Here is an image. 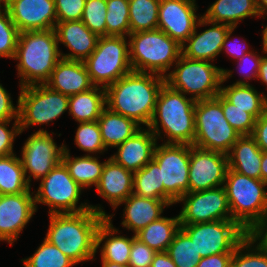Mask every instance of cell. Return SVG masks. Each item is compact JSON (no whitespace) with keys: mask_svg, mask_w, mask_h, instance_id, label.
<instances>
[{"mask_svg":"<svg viewBox=\"0 0 267 267\" xmlns=\"http://www.w3.org/2000/svg\"><path fill=\"white\" fill-rule=\"evenodd\" d=\"M164 84L163 76L131 71L105 88L106 107L147 127Z\"/></svg>","mask_w":267,"mask_h":267,"instance_id":"obj_1","label":"cell"},{"mask_svg":"<svg viewBox=\"0 0 267 267\" xmlns=\"http://www.w3.org/2000/svg\"><path fill=\"white\" fill-rule=\"evenodd\" d=\"M234 30H236V27H231L229 29L227 36L225 37L221 53L225 51L229 57L231 56V60L233 58L234 61L235 60L237 61L240 58H242L246 53L252 51L250 50L252 48H249V44L246 42L245 39L243 40V42L241 41L240 43L237 37H235L236 39L232 38L234 37L232 36ZM234 40H237V41L234 42Z\"/></svg>","mask_w":267,"mask_h":267,"instance_id":"obj_49","label":"cell"},{"mask_svg":"<svg viewBox=\"0 0 267 267\" xmlns=\"http://www.w3.org/2000/svg\"><path fill=\"white\" fill-rule=\"evenodd\" d=\"M156 253L154 249L134 238L132 240L128 265L130 267H151Z\"/></svg>","mask_w":267,"mask_h":267,"instance_id":"obj_48","label":"cell"},{"mask_svg":"<svg viewBox=\"0 0 267 267\" xmlns=\"http://www.w3.org/2000/svg\"><path fill=\"white\" fill-rule=\"evenodd\" d=\"M19 33L7 8L0 6V58H10L13 60Z\"/></svg>","mask_w":267,"mask_h":267,"instance_id":"obj_42","label":"cell"},{"mask_svg":"<svg viewBox=\"0 0 267 267\" xmlns=\"http://www.w3.org/2000/svg\"><path fill=\"white\" fill-rule=\"evenodd\" d=\"M12 120L0 121V157L14 154V142L17 136L21 135L19 120H14L9 129Z\"/></svg>","mask_w":267,"mask_h":267,"instance_id":"obj_47","label":"cell"},{"mask_svg":"<svg viewBox=\"0 0 267 267\" xmlns=\"http://www.w3.org/2000/svg\"><path fill=\"white\" fill-rule=\"evenodd\" d=\"M124 205L122 227L132 231L133 235L138 233L151 222L159 219L164 208L171 205L164 200L146 198L132 193L126 200L120 203L116 208Z\"/></svg>","mask_w":267,"mask_h":267,"instance_id":"obj_23","label":"cell"},{"mask_svg":"<svg viewBox=\"0 0 267 267\" xmlns=\"http://www.w3.org/2000/svg\"><path fill=\"white\" fill-rule=\"evenodd\" d=\"M24 267H73L76 263L44 238L37 250L21 259Z\"/></svg>","mask_w":267,"mask_h":267,"instance_id":"obj_38","label":"cell"},{"mask_svg":"<svg viewBox=\"0 0 267 267\" xmlns=\"http://www.w3.org/2000/svg\"><path fill=\"white\" fill-rule=\"evenodd\" d=\"M133 193L141 197L164 200V185L161 183L160 167L153 159L143 168L134 172Z\"/></svg>","mask_w":267,"mask_h":267,"instance_id":"obj_35","label":"cell"},{"mask_svg":"<svg viewBox=\"0 0 267 267\" xmlns=\"http://www.w3.org/2000/svg\"><path fill=\"white\" fill-rule=\"evenodd\" d=\"M151 267H176V265L165 251L154 255Z\"/></svg>","mask_w":267,"mask_h":267,"instance_id":"obj_53","label":"cell"},{"mask_svg":"<svg viewBox=\"0 0 267 267\" xmlns=\"http://www.w3.org/2000/svg\"><path fill=\"white\" fill-rule=\"evenodd\" d=\"M53 135L54 132L40 128L26 139L21 148L19 158L30 185L32 179L39 181L61 161L64 145H57Z\"/></svg>","mask_w":267,"mask_h":267,"instance_id":"obj_14","label":"cell"},{"mask_svg":"<svg viewBox=\"0 0 267 267\" xmlns=\"http://www.w3.org/2000/svg\"><path fill=\"white\" fill-rule=\"evenodd\" d=\"M86 0H55L57 22L82 19Z\"/></svg>","mask_w":267,"mask_h":267,"instance_id":"obj_46","label":"cell"},{"mask_svg":"<svg viewBox=\"0 0 267 267\" xmlns=\"http://www.w3.org/2000/svg\"><path fill=\"white\" fill-rule=\"evenodd\" d=\"M183 204L179 216L180 224H195L232 219L226 191L223 186L188 192L177 202Z\"/></svg>","mask_w":267,"mask_h":267,"instance_id":"obj_15","label":"cell"},{"mask_svg":"<svg viewBox=\"0 0 267 267\" xmlns=\"http://www.w3.org/2000/svg\"><path fill=\"white\" fill-rule=\"evenodd\" d=\"M197 10L196 0H160L158 29L182 46L202 17Z\"/></svg>","mask_w":267,"mask_h":267,"instance_id":"obj_17","label":"cell"},{"mask_svg":"<svg viewBox=\"0 0 267 267\" xmlns=\"http://www.w3.org/2000/svg\"><path fill=\"white\" fill-rule=\"evenodd\" d=\"M241 137L224 117L221 94L195 103V138L199 148L228 154Z\"/></svg>","mask_w":267,"mask_h":267,"instance_id":"obj_9","label":"cell"},{"mask_svg":"<svg viewBox=\"0 0 267 267\" xmlns=\"http://www.w3.org/2000/svg\"><path fill=\"white\" fill-rule=\"evenodd\" d=\"M31 191L24 169L16 152L0 157V195L20 194Z\"/></svg>","mask_w":267,"mask_h":267,"instance_id":"obj_34","label":"cell"},{"mask_svg":"<svg viewBox=\"0 0 267 267\" xmlns=\"http://www.w3.org/2000/svg\"><path fill=\"white\" fill-rule=\"evenodd\" d=\"M45 239L76 264L94 260L96 233L106 218L90 209L79 213L49 214Z\"/></svg>","mask_w":267,"mask_h":267,"instance_id":"obj_2","label":"cell"},{"mask_svg":"<svg viewBox=\"0 0 267 267\" xmlns=\"http://www.w3.org/2000/svg\"><path fill=\"white\" fill-rule=\"evenodd\" d=\"M74 143L79 150L86 152V155L95 156L104 154L106 150L99 125L97 121L81 122L78 124Z\"/></svg>","mask_w":267,"mask_h":267,"instance_id":"obj_41","label":"cell"},{"mask_svg":"<svg viewBox=\"0 0 267 267\" xmlns=\"http://www.w3.org/2000/svg\"><path fill=\"white\" fill-rule=\"evenodd\" d=\"M180 228L194 242L202 257L220 253H234L237 246L249 235L232 219L180 224Z\"/></svg>","mask_w":267,"mask_h":267,"instance_id":"obj_12","label":"cell"},{"mask_svg":"<svg viewBox=\"0 0 267 267\" xmlns=\"http://www.w3.org/2000/svg\"><path fill=\"white\" fill-rule=\"evenodd\" d=\"M51 90L71 96L94 87L84 61L61 59L45 83Z\"/></svg>","mask_w":267,"mask_h":267,"instance_id":"obj_24","label":"cell"},{"mask_svg":"<svg viewBox=\"0 0 267 267\" xmlns=\"http://www.w3.org/2000/svg\"><path fill=\"white\" fill-rule=\"evenodd\" d=\"M64 150L61 161L64 163L70 176L83 188L90 189L96 187L100 181L103 167L108 159L104 162L99 161V156L86 155L72 157L68 146L63 143Z\"/></svg>","mask_w":267,"mask_h":267,"instance_id":"obj_31","label":"cell"},{"mask_svg":"<svg viewBox=\"0 0 267 267\" xmlns=\"http://www.w3.org/2000/svg\"><path fill=\"white\" fill-rule=\"evenodd\" d=\"M262 26H263V30H262V54H266L267 53V25L266 26H264L263 24H262Z\"/></svg>","mask_w":267,"mask_h":267,"instance_id":"obj_58","label":"cell"},{"mask_svg":"<svg viewBox=\"0 0 267 267\" xmlns=\"http://www.w3.org/2000/svg\"><path fill=\"white\" fill-rule=\"evenodd\" d=\"M233 70H223V80L221 83L220 94L237 108L245 110L250 113L255 119L267 110V95L250 85H236L230 84L225 86L223 83L227 82L233 76Z\"/></svg>","mask_w":267,"mask_h":267,"instance_id":"obj_27","label":"cell"},{"mask_svg":"<svg viewBox=\"0 0 267 267\" xmlns=\"http://www.w3.org/2000/svg\"><path fill=\"white\" fill-rule=\"evenodd\" d=\"M106 0H86L81 21L99 37L106 36Z\"/></svg>","mask_w":267,"mask_h":267,"instance_id":"obj_43","label":"cell"},{"mask_svg":"<svg viewBox=\"0 0 267 267\" xmlns=\"http://www.w3.org/2000/svg\"><path fill=\"white\" fill-rule=\"evenodd\" d=\"M179 229L178 215L169 218L161 216L136 233L135 238L156 252H165Z\"/></svg>","mask_w":267,"mask_h":267,"instance_id":"obj_33","label":"cell"},{"mask_svg":"<svg viewBox=\"0 0 267 267\" xmlns=\"http://www.w3.org/2000/svg\"><path fill=\"white\" fill-rule=\"evenodd\" d=\"M202 17L213 23L237 28L245 18H259L260 15L255 0H216L208 6Z\"/></svg>","mask_w":267,"mask_h":267,"instance_id":"obj_29","label":"cell"},{"mask_svg":"<svg viewBox=\"0 0 267 267\" xmlns=\"http://www.w3.org/2000/svg\"><path fill=\"white\" fill-rule=\"evenodd\" d=\"M174 66L165 76V84L170 88L195 101L214 98L220 93L225 68L210 61L188 59L182 54Z\"/></svg>","mask_w":267,"mask_h":267,"instance_id":"obj_8","label":"cell"},{"mask_svg":"<svg viewBox=\"0 0 267 267\" xmlns=\"http://www.w3.org/2000/svg\"><path fill=\"white\" fill-rule=\"evenodd\" d=\"M251 136L262 151H267V110L256 119Z\"/></svg>","mask_w":267,"mask_h":267,"instance_id":"obj_51","label":"cell"},{"mask_svg":"<svg viewBox=\"0 0 267 267\" xmlns=\"http://www.w3.org/2000/svg\"><path fill=\"white\" fill-rule=\"evenodd\" d=\"M255 4L260 15L259 18L267 20V0H255Z\"/></svg>","mask_w":267,"mask_h":267,"instance_id":"obj_56","label":"cell"},{"mask_svg":"<svg viewBox=\"0 0 267 267\" xmlns=\"http://www.w3.org/2000/svg\"><path fill=\"white\" fill-rule=\"evenodd\" d=\"M257 80H259L260 83L266 85L267 88V53L266 55L262 56Z\"/></svg>","mask_w":267,"mask_h":267,"instance_id":"obj_55","label":"cell"},{"mask_svg":"<svg viewBox=\"0 0 267 267\" xmlns=\"http://www.w3.org/2000/svg\"><path fill=\"white\" fill-rule=\"evenodd\" d=\"M54 30L58 44L70 50L66 54L60 52L63 59L85 61L96 49L99 36L81 20L57 22Z\"/></svg>","mask_w":267,"mask_h":267,"instance_id":"obj_21","label":"cell"},{"mask_svg":"<svg viewBox=\"0 0 267 267\" xmlns=\"http://www.w3.org/2000/svg\"><path fill=\"white\" fill-rule=\"evenodd\" d=\"M40 180L37 192L33 191L36 211L37 204H43L49 207L48 214L79 213L92 209L104 217L107 216L100 204L98 206L81 202L78 205L84 189L70 176L62 161Z\"/></svg>","mask_w":267,"mask_h":267,"instance_id":"obj_7","label":"cell"},{"mask_svg":"<svg viewBox=\"0 0 267 267\" xmlns=\"http://www.w3.org/2000/svg\"><path fill=\"white\" fill-rule=\"evenodd\" d=\"M84 63L92 84L107 88L132 71L127 37L100 36Z\"/></svg>","mask_w":267,"mask_h":267,"instance_id":"obj_10","label":"cell"},{"mask_svg":"<svg viewBox=\"0 0 267 267\" xmlns=\"http://www.w3.org/2000/svg\"><path fill=\"white\" fill-rule=\"evenodd\" d=\"M69 96L45 84L21 87L18 95L20 133L30 126L48 125L68 110Z\"/></svg>","mask_w":267,"mask_h":267,"instance_id":"obj_11","label":"cell"},{"mask_svg":"<svg viewBox=\"0 0 267 267\" xmlns=\"http://www.w3.org/2000/svg\"><path fill=\"white\" fill-rule=\"evenodd\" d=\"M195 103L189 96L164 84L159 92L153 117L147 126L157 141H164L166 136L162 143L193 145Z\"/></svg>","mask_w":267,"mask_h":267,"instance_id":"obj_4","label":"cell"},{"mask_svg":"<svg viewBox=\"0 0 267 267\" xmlns=\"http://www.w3.org/2000/svg\"><path fill=\"white\" fill-rule=\"evenodd\" d=\"M253 235L265 246H267V214L263 223L253 232Z\"/></svg>","mask_w":267,"mask_h":267,"instance_id":"obj_54","label":"cell"},{"mask_svg":"<svg viewBox=\"0 0 267 267\" xmlns=\"http://www.w3.org/2000/svg\"><path fill=\"white\" fill-rule=\"evenodd\" d=\"M233 253H220L202 257L196 267H230Z\"/></svg>","mask_w":267,"mask_h":267,"instance_id":"obj_52","label":"cell"},{"mask_svg":"<svg viewBox=\"0 0 267 267\" xmlns=\"http://www.w3.org/2000/svg\"><path fill=\"white\" fill-rule=\"evenodd\" d=\"M160 0H129L130 34L158 28Z\"/></svg>","mask_w":267,"mask_h":267,"instance_id":"obj_36","label":"cell"},{"mask_svg":"<svg viewBox=\"0 0 267 267\" xmlns=\"http://www.w3.org/2000/svg\"><path fill=\"white\" fill-rule=\"evenodd\" d=\"M223 187L232 220L248 234H253L267 214V183L228 168Z\"/></svg>","mask_w":267,"mask_h":267,"instance_id":"obj_5","label":"cell"},{"mask_svg":"<svg viewBox=\"0 0 267 267\" xmlns=\"http://www.w3.org/2000/svg\"><path fill=\"white\" fill-rule=\"evenodd\" d=\"M106 107L105 88L94 86L88 91L69 96L68 113L78 123L97 121Z\"/></svg>","mask_w":267,"mask_h":267,"instance_id":"obj_32","label":"cell"},{"mask_svg":"<svg viewBox=\"0 0 267 267\" xmlns=\"http://www.w3.org/2000/svg\"><path fill=\"white\" fill-rule=\"evenodd\" d=\"M227 169L226 154L190 145L188 192L223 186Z\"/></svg>","mask_w":267,"mask_h":267,"instance_id":"obj_16","label":"cell"},{"mask_svg":"<svg viewBox=\"0 0 267 267\" xmlns=\"http://www.w3.org/2000/svg\"><path fill=\"white\" fill-rule=\"evenodd\" d=\"M132 71L165 77L182 54V46L160 29L129 34Z\"/></svg>","mask_w":267,"mask_h":267,"instance_id":"obj_6","label":"cell"},{"mask_svg":"<svg viewBox=\"0 0 267 267\" xmlns=\"http://www.w3.org/2000/svg\"><path fill=\"white\" fill-rule=\"evenodd\" d=\"M35 212L37 211L32 191L0 195V241L13 246Z\"/></svg>","mask_w":267,"mask_h":267,"instance_id":"obj_18","label":"cell"},{"mask_svg":"<svg viewBox=\"0 0 267 267\" xmlns=\"http://www.w3.org/2000/svg\"><path fill=\"white\" fill-rule=\"evenodd\" d=\"M261 180L267 183V151H262L261 159Z\"/></svg>","mask_w":267,"mask_h":267,"instance_id":"obj_57","label":"cell"},{"mask_svg":"<svg viewBox=\"0 0 267 267\" xmlns=\"http://www.w3.org/2000/svg\"><path fill=\"white\" fill-rule=\"evenodd\" d=\"M97 123L107 151L109 147L121 145L143 127L135 120L112 112L107 107L102 110Z\"/></svg>","mask_w":267,"mask_h":267,"instance_id":"obj_30","label":"cell"},{"mask_svg":"<svg viewBox=\"0 0 267 267\" xmlns=\"http://www.w3.org/2000/svg\"><path fill=\"white\" fill-rule=\"evenodd\" d=\"M14 106L11 94L0 83V121L18 119V98Z\"/></svg>","mask_w":267,"mask_h":267,"instance_id":"obj_50","label":"cell"},{"mask_svg":"<svg viewBox=\"0 0 267 267\" xmlns=\"http://www.w3.org/2000/svg\"><path fill=\"white\" fill-rule=\"evenodd\" d=\"M157 143L152 131L148 127H142L132 137L115 147L117 152L109 158L134 173L153 159Z\"/></svg>","mask_w":267,"mask_h":267,"instance_id":"obj_22","label":"cell"},{"mask_svg":"<svg viewBox=\"0 0 267 267\" xmlns=\"http://www.w3.org/2000/svg\"><path fill=\"white\" fill-rule=\"evenodd\" d=\"M227 156L229 169L261 180L262 150L251 135H242Z\"/></svg>","mask_w":267,"mask_h":267,"instance_id":"obj_28","label":"cell"},{"mask_svg":"<svg viewBox=\"0 0 267 267\" xmlns=\"http://www.w3.org/2000/svg\"><path fill=\"white\" fill-rule=\"evenodd\" d=\"M198 33L200 27H207ZM231 26L199 19L192 35L182 45V55L192 60L214 62L221 54L222 46Z\"/></svg>","mask_w":267,"mask_h":267,"instance_id":"obj_20","label":"cell"},{"mask_svg":"<svg viewBox=\"0 0 267 267\" xmlns=\"http://www.w3.org/2000/svg\"><path fill=\"white\" fill-rule=\"evenodd\" d=\"M261 60L262 54L260 55L254 49L237 60V69L242 78L236 80L233 84L250 85L249 81L253 79L257 80Z\"/></svg>","mask_w":267,"mask_h":267,"instance_id":"obj_45","label":"cell"},{"mask_svg":"<svg viewBox=\"0 0 267 267\" xmlns=\"http://www.w3.org/2000/svg\"><path fill=\"white\" fill-rule=\"evenodd\" d=\"M101 264V267H130L128 264L120 265L111 261H101Z\"/></svg>","mask_w":267,"mask_h":267,"instance_id":"obj_59","label":"cell"},{"mask_svg":"<svg viewBox=\"0 0 267 267\" xmlns=\"http://www.w3.org/2000/svg\"><path fill=\"white\" fill-rule=\"evenodd\" d=\"M106 36L128 37L130 34L129 0H106Z\"/></svg>","mask_w":267,"mask_h":267,"instance_id":"obj_40","label":"cell"},{"mask_svg":"<svg viewBox=\"0 0 267 267\" xmlns=\"http://www.w3.org/2000/svg\"><path fill=\"white\" fill-rule=\"evenodd\" d=\"M230 267H267V246L249 234L235 249Z\"/></svg>","mask_w":267,"mask_h":267,"instance_id":"obj_37","label":"cell"},{"mask_svg":"<svg viewBox=\"0 0 267 267\" xmlns=\"http://www.w3.org/2000/svg\"><path fill=\"white\" fill-rule=\"evenodd\" d=\"M221 106L224 117L229 124L242 135H251L256 119L245 110L237 108L221 95Z\"/></svg>","mask_w":267,"mask_h":267,"instance_id":"obj_44","label":"cell"},{"mask_svg":"<svg viewBox=\"0 0 267 267\" xmlns=\"http://www.w3.org/2000/svg\"><path fill=\"white\" fill-rule=\"evenodd\" d=\"M60 52L54 29L20 32L13 58L19 87L45 84L62 59Z\"/></svg>","mask_w":267,"mask_h":267,"instance_id":"obj_3","label":"cell"},{"mask_svg":"<svg viewBox=\"0 0 267 267\" xmlns=\"http://www.w3.org/2000/svg\"><path fill=\"white\" fill-rule=\"evenodd\" d=\"M8 0H0V6H4Z\"/></svg>","mask_w":267,"mask_h":267,"instance_id":"obj_60","label":"cell"},{"mask_svg":"<svg viewBox=\"0 0 267 267\" xmlns=\"http://www.w3.org/2000/svg\"><path fill=\"white\" fill-rule=\"evenodd\" d=\"M114 215L107 214L97 229L96 253L101 248V261H111L120 265H127L129 263L132 240L135 238V235L131 236V238L125 235H118L121 232L112 224Z\"/></svg>","mask_w":267,"mask_h":267,"instance_id":"obj_26","label":"cell"},{"mask_svg":"<svg viewBox=\"0 0 267 267\" xmlns=\"http://www.w3.org/2000/svg\"><path fill=\"white\" fill-rule=\"evenodd\" d=\"M153 160L160 167L161 183L164 185V201L172 206L188 193L190 145L157 143Z\"/></svg>","mask_w":267,"mask_h":267,"instance_id":"obj_13","label":"cell"},{"mask_svg":"<svg viewBox=\"0 0 267 267\" xmlns=\"http://www.w3.org/2000/svg\"><path fill=\"white\" fill-rule=\"evenodd\" d=\"M133 175V172L126 170L111 158L106 161L95 189L100 197L108 201L113 211L133 193Z\"/></svg>","mask_w":267,"mask_h":267,"instance_id":"obj_25","label":"cell"},{"mask_svg":"<svg viewBox=\"0 0 267 267\" xmlns=\"http://www.w3.org/2000/svg\"><path fill=\"white\" fill-rule=\"evenodd\" d=\"M19 32L54 29L55 0H8L4 5Z\"/></svg>","mask_w":267,"mask_h":267,"instance_id":"obj_19","label":"cell"},{"mask_svg":"<svg viewBox=\"0 0 267 267\" xmlns=\"http://www.w3.org/2000/svg\"><path fill=\"white\" fill-rule=\"evenodd\" d=\"M176 267H196L202 256L197 253L194 242L180 228L166 251Z\"/></svg>","mask_w":267,"mask_h":267,"instance_id":"obj_39","label":"cell"}]
</instances>
